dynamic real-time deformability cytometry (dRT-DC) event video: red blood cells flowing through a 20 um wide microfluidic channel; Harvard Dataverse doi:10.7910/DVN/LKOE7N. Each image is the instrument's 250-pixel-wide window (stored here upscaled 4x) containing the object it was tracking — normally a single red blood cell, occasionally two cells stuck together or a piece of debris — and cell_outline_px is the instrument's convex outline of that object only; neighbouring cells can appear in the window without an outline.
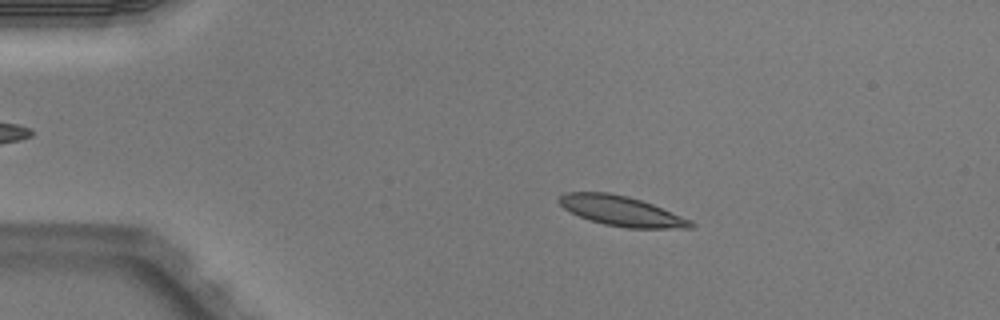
{"species": "Egyptian fruit bat (a non-hibernating species)", "species_latin": "Rousettus aegyptiacus", "temperature_condition": "warm", "stored_images_in_passage": 5, "segment_of_instrument_passage": [1, 2], "camera_frame_rate_fps": 3000, "um_per_image_px": 0.085, "animal": {"sex": "male"}, "frame": {"image": 1, "passage_image": 3, "time_ms": 0.667, "image_size_px": [1000, 320], "cell_outline_px": [[696, 224], [692, 228], [628, 228], [604, 224], [580, 216], [564, 208], [556, 200], [560, 196], [568, 192], [608, 192], [628, 196], [652, 204], [692, 220]], "centroid_in_image_um": [52.84, 17.93], "position_along_channel_um": 32.2, "area_um2": 22.77}}